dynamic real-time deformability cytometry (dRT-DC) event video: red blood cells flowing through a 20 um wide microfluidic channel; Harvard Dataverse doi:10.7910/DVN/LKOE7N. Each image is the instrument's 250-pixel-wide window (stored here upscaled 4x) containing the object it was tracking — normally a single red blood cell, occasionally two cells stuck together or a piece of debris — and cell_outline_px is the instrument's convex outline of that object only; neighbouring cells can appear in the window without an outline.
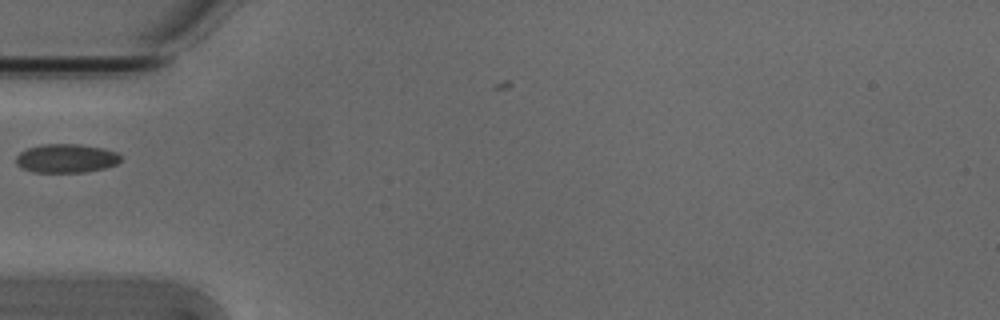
{"species": "Egyptian fruit bat (a non-hibernating species)", "species_latin": "Rousettus aegyptiacus", "temperature_condition": "cold", "stored_images_in_passage": 1, "camera_frame_rate_fps": 3000, "um_per_image_px": 0.085, "animal": {"sex": "male"}, "frame": {"image": 1, "passage_image": 1, "time_ms": 0.0, "image_size_px": [1000, 320], "cell_outline_px": [[120, 160], [116, 164], [104, 168], [84, 172], [32, 172], [20, 168], [16, 164], [16, 156], [20, 152], [28, 148], [44, 144], [80, 144], [104, 148], [116, 152], [120, 156]], "centroid_in_image_um": [5.6, 13.46], "position_along_channel_um": 79.4, "area_um2": 17.57}}